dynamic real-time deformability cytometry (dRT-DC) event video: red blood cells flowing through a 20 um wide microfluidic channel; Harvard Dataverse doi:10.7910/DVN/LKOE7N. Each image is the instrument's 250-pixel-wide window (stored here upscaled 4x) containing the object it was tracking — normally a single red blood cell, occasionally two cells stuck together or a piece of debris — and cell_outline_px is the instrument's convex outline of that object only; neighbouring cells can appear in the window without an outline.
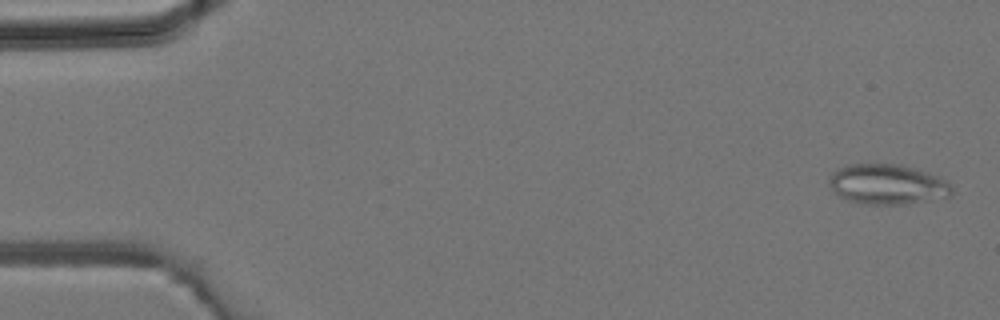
{"species": "common noctule bat (a hibernating species)", "species_latin": "Nyctalus noctula", "temperature_condition": "room temperature", "stored_images_in_passage": 4, "camera_frame_rate_fps": 3000, "um_per_image_px": 0.085, "animal": {"sex": "male", "body_mass_g": 19.2, "forearm_length_mm": 51.8}, "frame": {"image": 1, "passage_image": 1, "time_ms": 0.0, "image_size_px": [1000, 320], "cell_outline_px": [[952, 192], [948, 196], [904, 204], [868, 204], [848, 200], [840, 196], [828, 184], [828, 180], [832, 172], [848, 164], [900, 164], [916, 168], [928, 172], [948, 180], [952, 188]], "centroid_in_image_um": [75.43, 15.65], "position_along_channel_um": 9.6, "area_um2": 28.55}}